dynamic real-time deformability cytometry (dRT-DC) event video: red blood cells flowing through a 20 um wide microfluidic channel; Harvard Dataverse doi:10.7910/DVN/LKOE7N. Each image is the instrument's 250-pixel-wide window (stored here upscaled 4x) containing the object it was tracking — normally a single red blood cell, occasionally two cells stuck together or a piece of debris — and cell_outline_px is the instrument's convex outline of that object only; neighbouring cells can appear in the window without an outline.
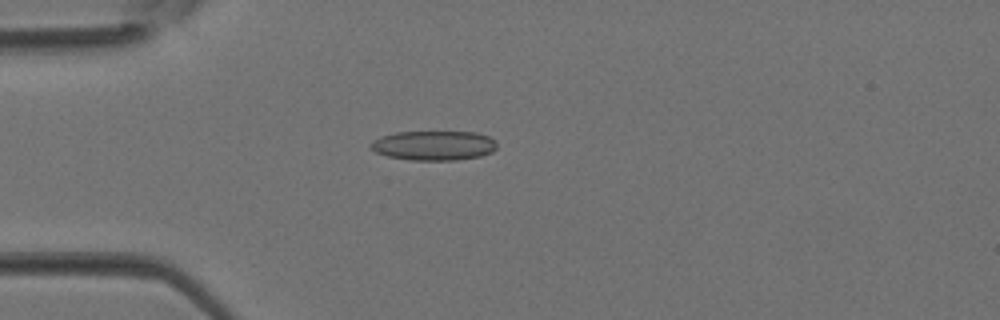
{"species": "Egyptian fruit bat (a non-hibernating species)", "species_latin": "Rousettus aegyptiacus", "temperature_condition": "room temperature", "stored_images_in_passage": 1, "camera_frame_rate_fps": 3000, "um_per_image_px": 0.085, "animal": {"sex": "female"}, "frame": {"image": 1, "passage_image": 1, "time_ms": 0.0, "image_size_px": [1000, 320], "cell_outline_px": [[496, 148], [492, 152], [480, 156], [456, 160], [412, 160], [388, 156], [376, 152], [368, 144], [372, 140], [380, 136], [396, 132], [476, 132], [488, 136], [496, 140]], "centroid_in_image_um": [36.87, 12.36], "position_along_channel_um": 48.1, "area_um2": 21.79}}